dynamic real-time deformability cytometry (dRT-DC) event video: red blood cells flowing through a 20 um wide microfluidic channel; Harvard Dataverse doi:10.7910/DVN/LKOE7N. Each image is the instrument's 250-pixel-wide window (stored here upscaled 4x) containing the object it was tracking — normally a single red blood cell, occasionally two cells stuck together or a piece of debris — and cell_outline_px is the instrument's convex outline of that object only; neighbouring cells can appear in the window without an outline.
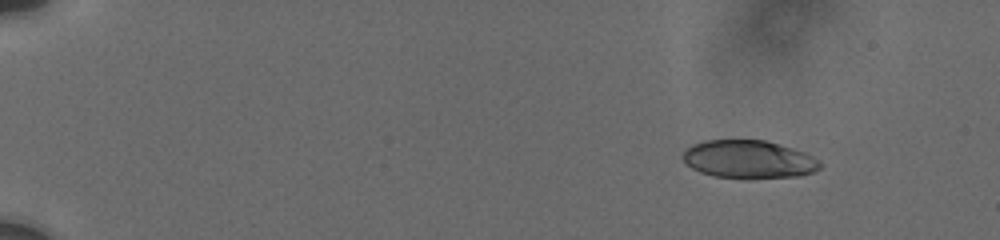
{"species": "human", "species_latin": "Homo sapiens", "temperature_condition": "cold", "stored_images_in_passage": 14, "camera_frame_rate_fps": 3000, "um_per_image_px": 0.085, "donor": {"sex": "male"}, "frame": {"image": 1, "passage_image": 1, "time_ms": 0.0, "image_size_px": [1000, 240], "cell_outline_px": [[824, 164], [820, 168], [812, 172], [800, 176], [744, 180], [716, 176], [700, 172], [692, 168], [684, 160], [684, 152], [688, 148], [704, 140], [764, 140], [792, 148], [804, 152], [820, 160]], "centroid_in_image_um": [63.7, 13.57], "position_along_channel_um": 21.3, "area_um2": 30.63}}
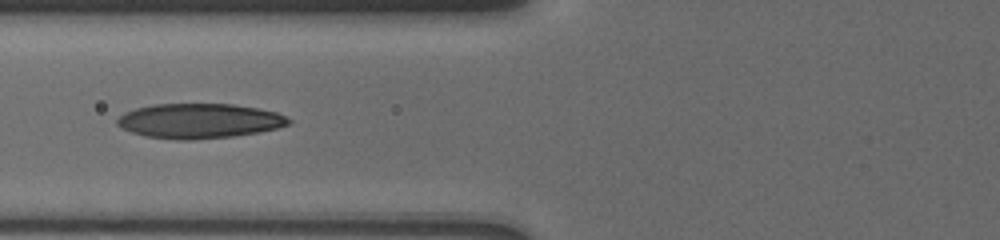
{"frame": {"image": 2, "passage_image": 10, "time_ms": 6.0, "image_size_px": [1000, 240], "cell_outline_px": [[292, 124], [260, 132], [232, 136], [192, 140], [176, 140], [144, 136], [132, 132], [116, 124], [116, 120], [124, 112], [136, 108], [156, 104], [232, 104], [260, 108], [276, 112], [292, 120]], "centroid_in_image_um": [16.96, 10.28], "position_along_channel_um": 108.8, "area_um2": 34.85}}
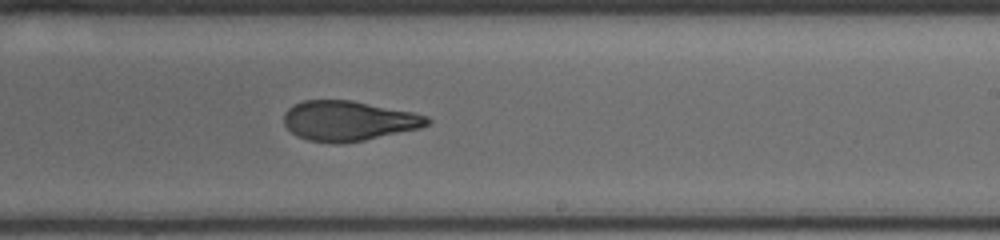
{"frame": {"image": 3, "passage_image": 14, "time_ms": 10.0, "image_size_px": [1000, 240], "cell_outline_px": [[432, 120], [428, 124], [420, 128], [364, 140], [308, 140], [296, 136], [284, 124], [284, 112], [288, 108], [304, 100], [352, 100], [412, 112], [428, 116]], "centroid_in_image_um": [29.64, 10.23], "position_along_channel_um": 259.4, "area_um2": 32.48}}